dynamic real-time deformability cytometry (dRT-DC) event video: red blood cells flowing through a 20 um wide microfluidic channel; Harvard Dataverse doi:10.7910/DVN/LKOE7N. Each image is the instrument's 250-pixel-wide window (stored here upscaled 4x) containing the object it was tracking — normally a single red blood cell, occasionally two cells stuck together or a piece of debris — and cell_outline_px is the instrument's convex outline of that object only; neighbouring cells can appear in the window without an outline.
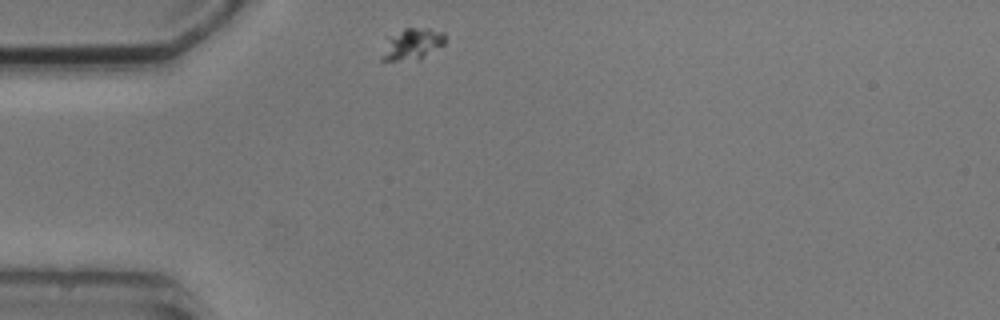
{"species": "common noctule bat (a hibernating species)", "species_latin": "Nyctalus noctula", "temperature_condition": "cold", "stored_images_in_passage": 2, "camera_frame_rate_fps": 3000, "um_per_image_px": 0.085, "animal": {"sex": "male", "body_mass_g": 20.5, "forearm_length_mm": 52.5}, "frame": {"image": 1, "passage_image": 1, "time_ms": 0.0, "image_size_px": [1000, 320], "cell_outline_px": [[444, 44], [420, 60], [380, 60], [380, 56], [388, 36], [404, 28], [428, 28], [444, 32]], "centroid_in_image_um": [35.01, 3.75], "position_along_channel_um": 50.0, "area_um2": 11.68}}